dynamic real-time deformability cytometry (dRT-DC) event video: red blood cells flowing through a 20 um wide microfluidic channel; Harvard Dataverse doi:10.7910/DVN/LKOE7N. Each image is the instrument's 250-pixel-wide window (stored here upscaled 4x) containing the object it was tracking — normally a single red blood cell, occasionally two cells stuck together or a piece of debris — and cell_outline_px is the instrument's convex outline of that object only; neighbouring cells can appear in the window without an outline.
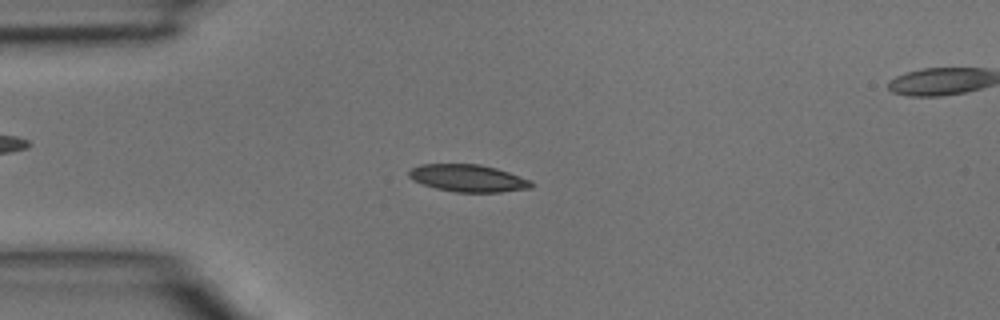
{"species": "common noctule bat (a hibernating species)", "species_latin": "Nyctalus noctula", "temperature_condition": "room temperature", "stored_images_in_passage": 4, "segment_of_instrument_passage": [1, 2], "camera_frame_rate_fps": 3000, "um_per_image_px": 0.085, "animal": {"sex": "male", "body_mass_g": 15.6}, "frame": {"image": 1, "passage_image": 3, "time_ms": 0.667, "image_size_px": [1000, 320], "cell_outline_px": [[532, 188], [500, 192], [456, 192], [436, 188], [412, 180], [408, 176], [408, 172], [412, 168], [420, 164], [480, 164], [496, 168], [532, 180]], "centroid_in_image_um": [39.79, 15.14], "position_along_channel_um": 45.2, "area_um2": 19.42}}